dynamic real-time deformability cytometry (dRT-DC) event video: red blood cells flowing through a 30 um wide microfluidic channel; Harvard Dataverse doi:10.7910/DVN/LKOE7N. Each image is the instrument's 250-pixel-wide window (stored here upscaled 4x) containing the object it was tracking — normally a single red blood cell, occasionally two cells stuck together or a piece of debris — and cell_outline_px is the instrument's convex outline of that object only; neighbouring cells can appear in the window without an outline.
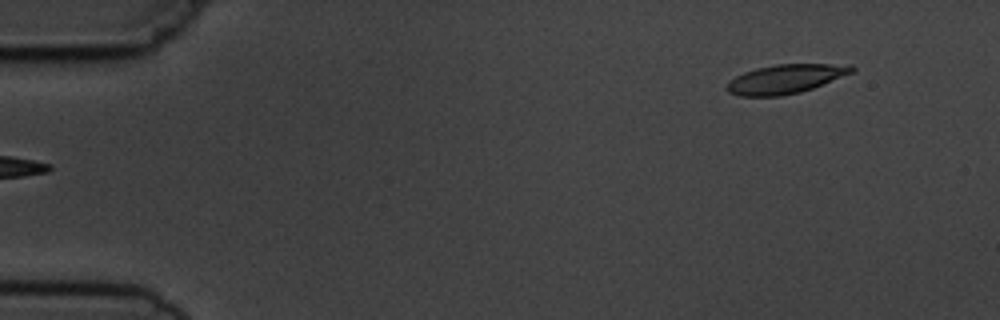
{"species": "common noctule bat (a hibernating species)", "species_latin": "Nyctalus noctula", "temperature_condition": "cold", "stored_images_in_passage": 2, "camera_frame_rate_fps": 3000, "um_per_image_px": 0.085, "animal": {"sex": "male", "body_mass_g": 19.5, "forearm_length_mm": 54.6}, "frame": {"image": 1, "passage_image": 2, "time_ms": 1.0, "image_size_px": [1000, 320], "cell_outline_px": [[856, 68], [852, 72], [812, 88], [800, 92], [780, 96], [740, 96], [728, 92], [724, 88], [736, 76], [744, 72], [756, 68], [776, 64], [852, 64]], "centroid_in_image_um": [66.76, 6.71], "position_along_channel_um": 18.2, "area_um2": 20.98}}